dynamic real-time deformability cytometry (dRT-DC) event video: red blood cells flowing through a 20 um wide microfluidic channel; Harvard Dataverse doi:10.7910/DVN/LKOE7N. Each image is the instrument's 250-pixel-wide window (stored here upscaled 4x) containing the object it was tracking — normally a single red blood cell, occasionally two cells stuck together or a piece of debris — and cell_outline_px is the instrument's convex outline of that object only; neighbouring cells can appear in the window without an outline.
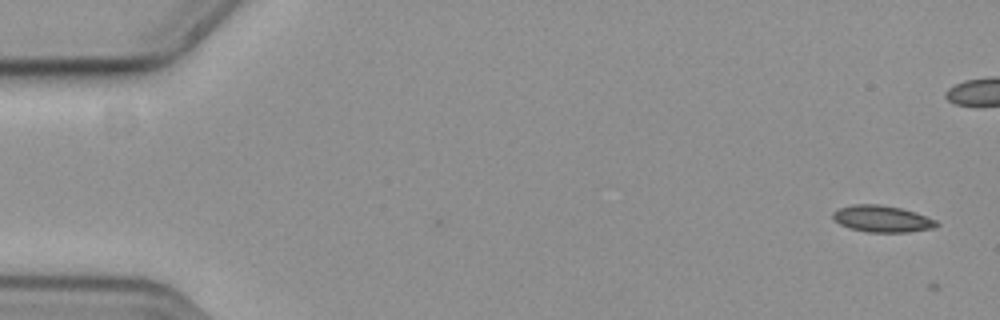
{"species": "common noctule bat (a hibernating species)", "species_latin": "Nyctalus noctula", "temperature_condition": "cold", "stored_images_in_passage": 2, "camera_frame_rate_fps": 3000, "um_per_image_px": 0.085, "animal": {"sex": "female", "body_mass_g": 19.3, "forearm_length_mm": 54.1}, "frame": {"image": 1, "passage_image": 2, "time_ms": 0.333, "image_size_px": [1000, 320], "cell_outline_px": [[940, 224], [936, 228], [908, 232], [868, 232], [848, 228], [832, 220], [832, 212], [840, 208], [852, 204], [880, 204], [900, 208], [916, 212], [936, 220]], "centroid_in_image_um": [74.97, 18.6], "position_along_channel_um": 10.0, "area_um2": 16.3}}